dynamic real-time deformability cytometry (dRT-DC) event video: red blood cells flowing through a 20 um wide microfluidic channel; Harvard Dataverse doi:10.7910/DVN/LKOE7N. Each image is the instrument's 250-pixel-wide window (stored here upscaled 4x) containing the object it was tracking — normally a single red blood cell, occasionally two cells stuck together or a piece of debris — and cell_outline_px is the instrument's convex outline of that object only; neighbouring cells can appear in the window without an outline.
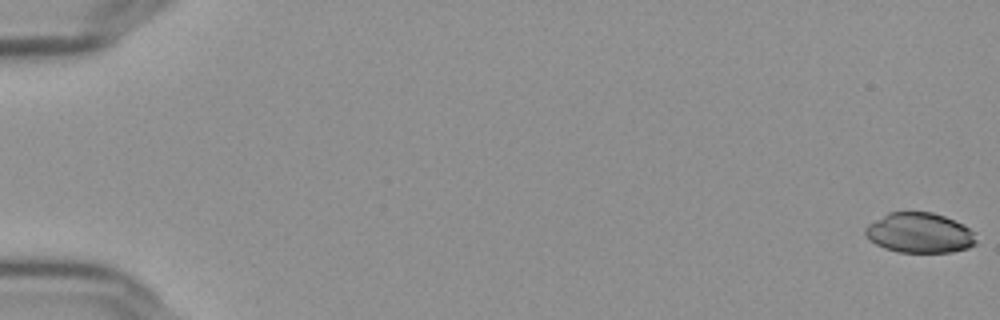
{"species": "Egyptian fruit bat (a non-hibernating species)", "species_latin": "Rousettus aegyptiacus", "temperature_condition": "cold", "stored_images_in_passage": 52, "camera_frame_rate_fps": 3000, "um_per_image_px": 0.085, "frame": {"image": 1, "passage_image": 1, "time_ms": 0.0, "image_size_px": [1000, 320], "cell_outline_px": [[976, 244], [968, 248], [952, 252], [900, 252], [884, 248], [868, 240], [864, 232], [864, 228], [868, 224], [888, 212], [932, 212], [944, 216], [976, 232]], "centroid_in_image_um": [78.14, 19.8], "position_along_channel_um": 6.9, "area_um2": 25.95}}
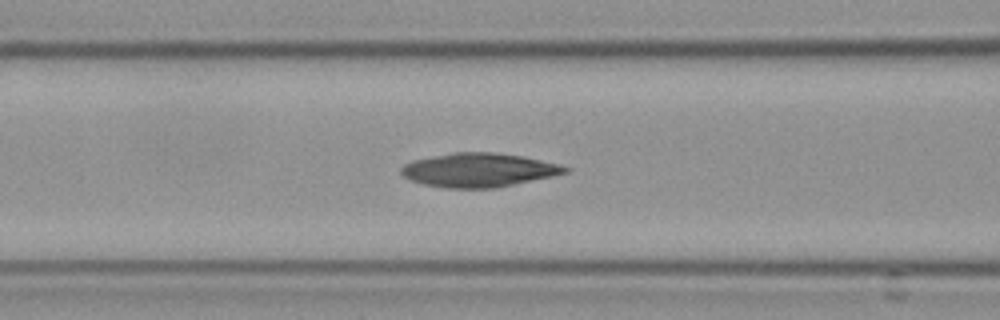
{"frame": {"image": 2, "passage_image": 25, "time_ms": 8.0, "image_size_px": [1000, 320], "cell_outline_px": [[572, 168], [568, 172], [552, 176], [496, 188], [444, 188], [424, 184], [412, 180], [404, 176], [400, 172], [400, 168], [404, 164], [412, 160], [452, 152], [492, 152], [524, 156], [560, 164]], "centroid_in_image_um": [40.7, 14.45], "position_along_channel_um": 125.9, "area_um2": 32.48}}
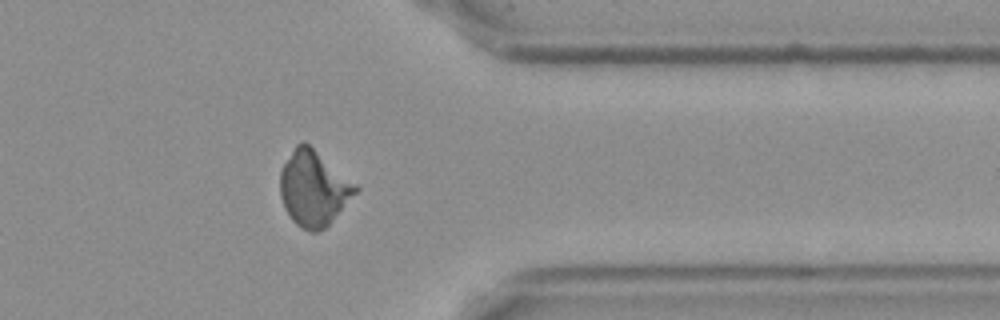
{"frame": {"image": 3, "passage_image": 47, "time_ms": 15.333, "image_size_px": [1000, 320], "cell_outline_px": [[360, 188], [332, 220], [324, 228], [316, 232], [308, 232], [300, 228], [292, 220], [284, 208], [280, 196], [280, 168], [296, 144], [304, 140], [356, 184]], "centroid_in_image_um": [26.62, 16.01], "position_along_channel_um": 384.8, "area_um2": 32.89}}